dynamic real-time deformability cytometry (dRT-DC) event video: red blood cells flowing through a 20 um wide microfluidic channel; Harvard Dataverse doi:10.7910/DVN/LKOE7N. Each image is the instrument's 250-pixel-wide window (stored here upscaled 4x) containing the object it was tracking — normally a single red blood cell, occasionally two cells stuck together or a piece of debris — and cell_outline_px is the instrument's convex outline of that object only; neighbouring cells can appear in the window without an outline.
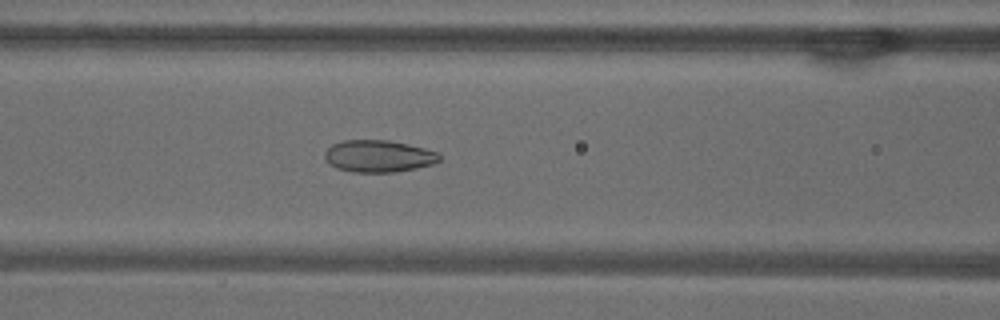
{"species": "common noctule bat (a hibernating species)", "species_latin": "Nyctalus noctula", "temperature_condition": "warm", "stored_images_in_passage": 52, "camera_frame_rate_fps": 3000, "um_per_image_px": 0.085, "animal": {"sex": "male", "body_mass_g": 18.8}, "frame": {"image": 1, "passage_image": 22, "time_ms": 7.0, "image_size_px": [1000, 320], "cell_outline_px": [[440, 160], [432, 164], [416, 168], [396, 172], [352, 172], [336, 168], [324, 156], [324, 152], [332, 144], [344, 140], [388, 140], [408, 144], [440, 152]], "centroid_in_image_um": [32.2, 13.27], "position_along_channel_um": 134.4, "area_um2": 21.39}}
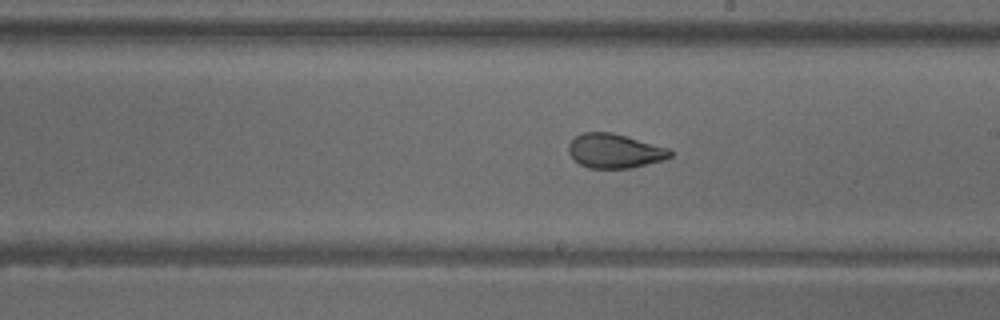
{"frame": {"image": 2, "passage_image": 30, "time_ms": 9.667, "image_size_px": [1000, 320], "cell_outline_px": [[672, 156], [664, 160], [632, 168], [588, 168], [580, 164], [568, 152], [568, 144], [576, 136], [584, 132], [612, 132], [668, 148], [672, 152]], "centroid_in_image_um": [52.25, 12.83], "position_along_channel_um": 236.8, "area_um2": 20.23}}
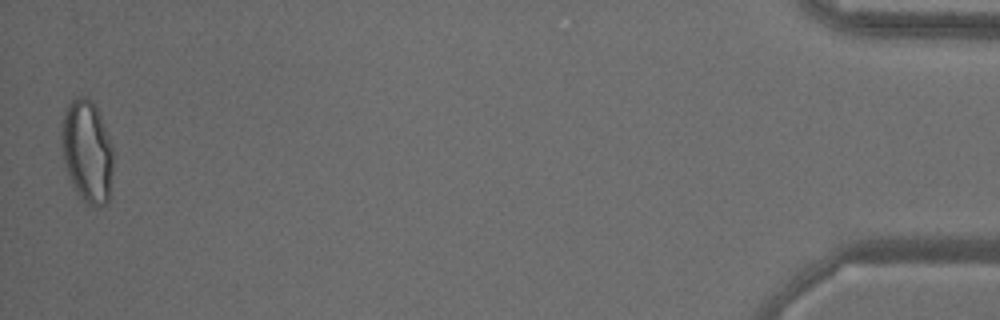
{"frame": {"image": 3, "passage_image": 52, "time_ms": 17.0, "image_size_px": [1000, 320], "cell_outline_px": [[112, 172], [108, 200], [100, 208], [88, 208], [80, 200], [68, 176], [64, 160], [60, 136], [60, 124], [64, 112], [68, 104], [76, 96], [88, 96], [92, 100], [104, 124], [112, 144]], "centroid_in_image_um": [7.38, 12.89], "position_along_channel_um": 427.8, "area_um2": 31.5}, "authors_computed_cell_mechanics": {"area_um2": 24.7384, "velocity_mm_per_s": 3.8374, "shape_relaxation_time_tau1_ms": 7.2491, "shape_relaxation_time_tau2_ms": 1.0737, "deformation_change_tau1": 0.1764, "deformation_change_tau2": 0.0626}}